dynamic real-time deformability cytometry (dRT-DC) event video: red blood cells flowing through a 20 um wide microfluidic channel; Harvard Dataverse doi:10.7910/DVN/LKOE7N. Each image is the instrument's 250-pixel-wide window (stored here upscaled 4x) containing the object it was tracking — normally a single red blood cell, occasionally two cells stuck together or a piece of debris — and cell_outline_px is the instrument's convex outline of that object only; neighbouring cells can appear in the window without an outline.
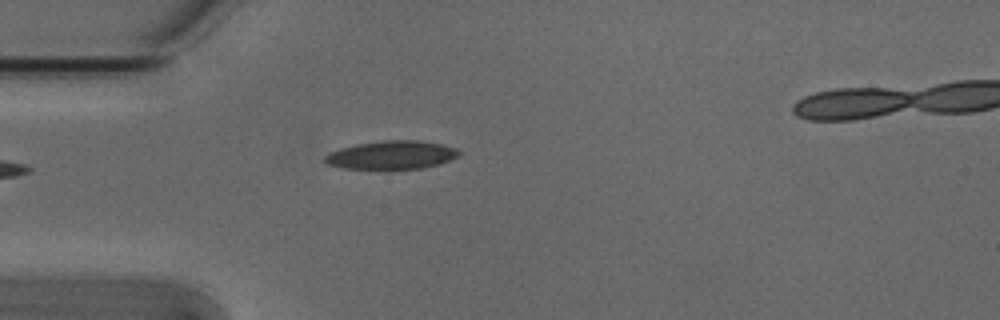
{"species": "Egyptian fruit bat (a non-hibernating species)", "species_latin": "Rousettus aegyptiacus", "temperature_condition": "cold", "stored_images_in_passage": 38, "camera_frame_rate_fps": 3000, "um_per_image_px": 0.085, "animal": {"sex": "male"}, "frame": {"image": 1, "passage_image": 1, "time_ms": 0.0, "image_size_px": [1000, 320], "cell_outline_px": [[460, 156], [440, 164], [420, 168], [388, 172], [344, 168], [328, 164], [324, 160], [324, 156], [340, 148], [356, 144], [384, 140], [420, 140], [440, 144], [456, 148], [460, 152]], "centroid_in_image_um": [33.29, 13.22], "position_along_channel_um": 51.7, "area_um2": 23.0}}
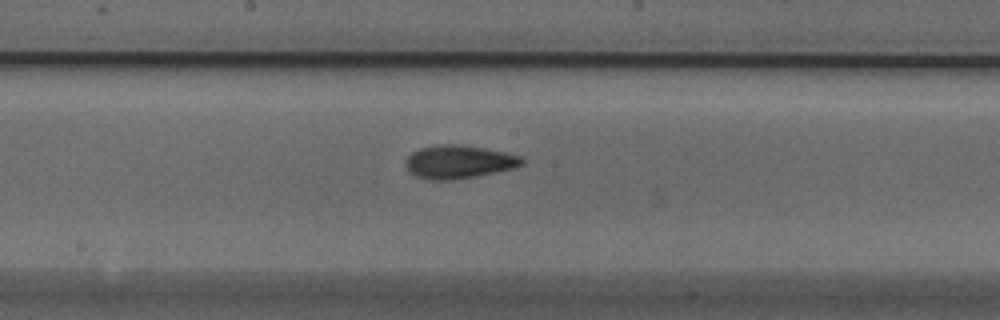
{"frame": {"image": 2, "passage_image": 14, "time_ms": 4.333, "image_size_px": [1000, 320], "cell_outline_px": [[524, 164], [512, 168], [496, 172], [476, 176], [452, 180], [428, 180], [416, 176], [408, 172], [404, 164], [408, 156], [412, 152], [420, 148], [436, 144], [460, 144], [484, 148], [504, 152], [520, 156], [524, 160]], "centroid_in_image_um": [38.95, 13.76], "position_along_channel_um": 209.3, "area_um2": 22.66}}
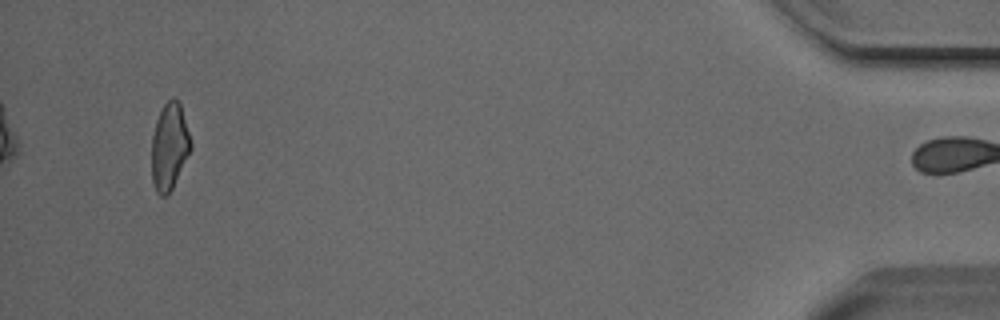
{"frame": {"image": 3, "passage_image": 37, "time_ms": 12.0, "image_size_px": [1000, 320], "cell_outline_px": [[192, 148], [168, 196], [160, 196], [156, 192], [152, 184], [152, 136], [156, 120], [164, 104], [172, 96], [180, 100], [192, 144]], "centroid_in_image_um": [14.4, 12.44], "position_along_channel_um": 420.8, "area_um2": 20.0}, "authors_computed_cell_mechanics": {"area_um2": 20.7502, "velocity_mm_per_s": 3.8374, "shape_relaxation_time_tau1_ms": 3.413, "shape_relaxation_time_tau2_ms": 3.0924, "deformation_change_tau1": 0.1182, "deformation_change_tau2": 0.1096}}